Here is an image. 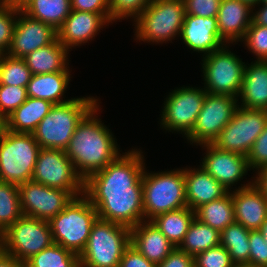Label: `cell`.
Wrapping results in <instances>:
<instances>
[{
  "label": "cell",
  "instance_id": "cell-1",
  "mask_svg": "<svg viewBox=\"0 0 267 267\" xmlns=\"http://www.w3.org/2000/svg\"><path fill=\"white\" fill-rule=\"evenodd\" d=\"M144 161L142 150L132 148L84 181V195L98 218L129 228L144 221Z\"/></svg>",
  "mask_w": 267,
  "mask_h": 267
},
{
  "label": "cell",
  "instance_id": "cell-2",
  "mask_svg": "<svg viewBox=\"0 0 267 267\" xmlns=\"http://www.w3.org/2000/svg\"><path fill=\"white\" fill-rule=\"evenodd\" d=\"M99 106H95L77 125L65 150L83 181L104 169L121 154L116 137L98 118Z\"/></svg>",
  "mask_w": 267,
  "mask_h": 267
},
{
  "label": "cell",
  "instance_id": "cell-3",
  "mask_svg": "<svg viewBox=\"0 0 267 267\" xmlns=\"http://www.w3.org/2000/svg\"><path fill=\"white\" fill-rule=\"evenodd\" d=\"M97 97L86 96L54 104L32 133L41 148L65 151L82 119L99 103Z\"/></svg>",
  "mask_w": 267,
  "mask_h": 267
},
{
  "label": "cell",
  "instance_id": "cell-4",
  "mask_svg": "<svg viewBox=\"0 0 267 267\" xmlns=\"http://www.w3.org/2000/svg\"><path fill=\"white\" fill-rule=\"evenodd\" d=\"M97 218L95 207L84 194L74 197L63 211L49 221L53 242L80 255Z\"/></svg>",
  "mask_w": 267,
  "mask_h": 267
},
{
  "label": "cell",
  "instance_id": "cell-5",
  "mask_svg": "<svg viewBox=\"0 0 267 267\" xmlns=\"http://www.w3.org/2000/svg\"><path fill=\"white\" fill-rule=\"evenodd\" d=\"M131 243V228L97 218L93 223L80 267H119L123 252Z\"/></svg>",
  "mask_w": 267,
  "mask_h": 267
},
{
  "label": "cell",
  "instance_id": "cell-6",
  "mask_svg": "<svg viewBox=\"0 0 267 267\" xmlns=\"http://www.w3.org/2000/svg\"><path fill=\"white\" fill-rule=\"evenodd\" d=\"M144 220L187 207L184 169L147 172L142 176Z\"/></svg>",
  "mask_w": 267,
  "mask_h": 267
},
{
  "label": "cell",
  "instance_id": "cell-7",
  "mask_svg": "<svg viewBox=\"0 0 267 267\" xmlns=\"http://www.w3.org/2000/svg\"><path fill=\"white\" fill-rule=\"evenodd\" d=\"M186 11L183 0H153L135 22V40L162 44L179 37Z\"/></svg>",
  "mask_w": 267,
  "mask_h": 267
},
{
  "label": "cell",
  "instance_id": "cell-8",
  "mask_svg": "<svg viewBox=\"0 0 267 267\" xmlns=\"http://www.w3.org/2000/svg\"><path fill=\"white\" fill-rule=\"evenodd\" d=\"M40 150L32 133L6 130L0 138V181L16 185L31 181Z\"/></svg>",
  "mask_w": 267,
  "mask_h": 267
},
{
  "label": "cell",
  "instance_id": "cell-9",
  "mask_svg": "<svg viewBox=\"0 0 267 267\" xmlns=\"http://www.w3.org/2000/svg\"><path fill=\"white\" fill-rule=\"evenodd\" d=\"M230 44L202 57L204 89L207 93L238 97L243 78L245 63L231 52Z\"/></svg>",
  "mask_w": 267,
  "mask_h": 267
},
{
  "label": "cell",
  "instance_id": "cell-10",
  "mask_svg": "<svg viewBox=\"0 0 267 267\" xmlns=\"http://www.w3.org/2000/svg\"><path fill=\"white\" fill-rule=\"evenodd\" d=\"M53 243L49 221L23 215L1 234L0 248L26 263Z\"/></svg>",
  "mask_w": 267,
  "mask_h": 267
},
{
  "label": "cell",
  "instance_id": "cell-11",
  "mask_svg": "<svg viewBox=\"0 0 267 267\" xmlns=\"http://www.w3.org/2000/svg\"><path fill=\"white\" fill-rule=\"evenodd\" d=\"M206 90L204 88L177 87L165 98L160 126L166 131L187 136L193 129L202 109Z\"/></svg>",
  "mask_w": 267,
  "mask_h": 267
},
{
  "label": "cell",
  "instance_id": "cell-12",
  "mask_svg": "<svg viewBox=\"0 0 267 267\" xmlns=\"http://www.w3.org/2000/svg\"><path fill=\"white\" fill-rule=\"evenodd\" d=\"M267 125V110L238 106L233 118L213 141L223 151L247 156L256 139Z\"/></svg>",
  "mask_w": 267,
  "mask_h": 267
},
{
  "label": "cell",
  "instance_id": "cell-13",
  "mask_svg": "<svg viewBox=\"0 0 267 267\" xmlns=\"http://www.w3.org/2000/svg\"><path fill=\"white\" fill-rule=\"evenodd\" d=\"M32 181L69 191L74 197L84 194V181L63 150L41 148Z\"/></svg>",
  "mask_w": 267,
  "mask_h": 267
},
{
  "label": "cell",
  "instance_id": "cell-14",
  "mask_svg": "<svg viewBox=\"0 0 267 267\" xmlns=\"http://www.w3.org/2000/svg\"><path fill=\"white\" fill-rule=\"evenodd\" d=\"M239 99L228 95L206 92L202 109L192 131L186 136L188 143L197 146L213 143L220 132L233 118ZM192 142V143H191Z\"/></svg>",
  "mask_w": 267,
  "mask_h": 267
},
{
  "label": "cell",
  "instance_id": "cell-15",
  "mask_svg": "<svg viewBox=\"0 0 267 267\" xmlns=\"http://www.w3.org/2000/svg\"><path fill=\"white\" fill-rule=\"evenodd\" d=\"M24 216L50 221L70 203L74 196L66 190L27 181L18 185Z\"/></svg>",
  "mask_w": 267,
  "mask_h": 267
},
{
  "label": "cell",
  "instance_id": "cell-16",
  "mask_svg": "<svg viewBox=\"0 0 267 267\" xmlns=\"http://www.w3.org/2000/svg\"><path fill=\"white\" fill-rule=\"evenodd\" d=\"M206 149V154L201 160L202 167L216 181H218L226 190L231 192V186L246 176L250 171L247 157L238 153L223 151L218 149L212 143L200 144Z\"/></svg>",
  "mask_w": 267,
  "mask_h": 267
},
{
  "label": "cell",
  "instance_id": "cell-17",
  "mask_svg": "<svg viewBox=\"0 0 267 267\" xmlns=\"http://www.w3.org/2000/svg\"><path fill=\"white\" fill-rule=\"evenodd\" d=\"M57 39V31L50 25L35 20L21 10L17 13L12 43L7 54L23 58L27 54L49 45Z\"/></svg>",
  "mask_w": 267,
  "mask_h": 267
},
{
  "label": "cell",
  "instance_id": "cell-18",
  "mask_svg": "<svg viewBox=\"0 0 267 267\" xmlns=\"http://www.w3.org/2000/svg\"><path fill=\"white\" fill-rule=\"evenodd\" d=\"M109 24L111 23L99 13L72 10L57 30V39L70 51L92 41L101 32L100 29Z\"/></svg>",
  "mask_w": 267,
  "mask_h": 267
},
{
  "label": "cell",
  "instance_id": "cell-19",
  "mask_svg": "<svg viewBox=\"0 0 267 267\" xmlns=\"http://www.w3.org/2000/svg\"><path fill=\"white\" fill-rule=\"evenodd\" d=\"M252 182L232 190L235 222L246 229L259 230L267 218V199Z\"/></svg>",
  "mask_w": 267,
  "mask_h": 267
},
{
  "label": "cell",
  "instance_id": "cell-20",
  "mask_svg": "<svg viewBox=\"0 0 267 267\" xmlns=\"http://www.w3.org/2000/svg\"><path fill=\"white\" fill-rule=\"evenodd\" d=\"M180 37L186 47L194 52L203 53V57L226 45L220 38L217 17L186 14Z\"/></svg>",
  "mask_w": 267,
  "mask_h": 267
},
{
  "label": "cell",
  "instance_id": "cell-21",
  "mask_svg": "<svg viewBox=\"0 0 267 267\" xmlns=\"http://www.w3.org/2000/svg\"><path fill=\"white\" fill-rule=\"evenodd\" d=\"M252 8L240 0H221L217 27L226 44L242 42L251 25ZM234 42V43H233Z\"/></svg>",
  "mask_w": 267,
  "mask_h": 267
},
{
  "label": "cell",
  "instance_id": "cell-22",
  "mask_svg": "<svg viewBox=\"0 0 267 267\" xmlns=\"http://www.w3.org/2000/svg\"><path fill=\"white\" fill-rule=\"evenodd\" d=\"M187 207L195 211L198 207L225 196L226 190L202 167L184 168Z\"/></svg>",
  "mask_w": 267,
  "mask_h": 267
},
{
  "label": "cell",
  "instance_id": "cell-23",
  "mask_svg": "<svg viewBox=\"0 0 267 267\" xmlns=\"http://www.w3.org/2000/svg\"><path fill=\"white\" fill-rule=\"evenodd\" d=\"M149 261L161 263L176 247L152 221H141L131 228V243Z\"/></svg>",
  "mask_w": 267,
  "mask_h": 267
},
{
  "label": "cell",
  "instance_id": "cell-24",
  "mask_svg": "<svg viewBox=\"0 0 267 267\" xmlns=\"http://www.w3.org/2000/svg\"><path fill=\"white\" fill-rule=\"evenodd\" d=\"M237 98L240 99L238 104L241 107L267 110V61L255 60L245 65L244 78Z\"/></svg>",
  "mask_w": 267,
  "mask_h": 267
},
{
  "label": "cell",
  "instance_id": "cell-25",
  "mask_svg": "<svg viewBox=\"0 0 267 267\" xmlns=\"http://www.w3.org/2000/svg\"><path fill=\"white\" fill-rule=\"evenodd\" d=\"M69 50L56 39L53 43L40 47L27 54L23 59L33 75L70 72Z\"/></svg>",
  "mask_w": 267,
  "mask_h": 267
},
{
  "label": "cell",
  "instance_id": "cell-26",
  "mask_svg": "<svg viewBox=\"0 0 267 267\" xmlns=\"http://www.w3.org/2000/svg\"><path fill=\"white\" fill-rule=\"evenodd\" d=\"M71 72H54L32 75L26 86L27 96L36 99H45L53 104H60L71 99H65ZM64 98V100H63Z\"/></svg>",
  "mask_w": 267,
  "mask_h": 267
},
{
  "label": "cell",
  "instance_id": "cell-27",
  "mask_svg": "<svg viewBox=\"0 0 267 267\" xmlns=\"http://www.w3.org/2000/svg\"><path fill=\"white\" fill-rule=\"evenodd\" d=\"M53 105L45 99L28 97L7 117V130L15 133H33Z\"/></svg>",
  "mask_w": 267,
  "mask_h": 267
},
{
  "label": "cell",
  "instance_id": "cell-28",
  "mask_svg": "<svg viewBox=\"0 0 267 267\" xmlns=\"http://www.w3.org/2000/svg\"><path fill=\"white\" fill-rule=\"evenodd\" d=\"M20 10L27 16L52 26L56 31L72 11L71 0H29Z\"/></svg>",
  "mask_w": 267,
  "mask_h": 267
},
{
  "label": "cell",
  "instance_id": "cell-29",
  "mask_svg": "<svg viewBox=\"0 0 267 267\" xmlns=\"http://www.w3.org/2000/svg\"><path fill=\"white\" fill-rule=\"evenodd\" d=\"M194 218L195 212L189 207H183L160 214L151 221L175 247H178Z\"/></svg>",
  "mask_w": 267,
  "mask_h": 267
},
{
  "label": "cell",
  "instance_id": "cell-30",
  "mask_svg": "<svg viewBox=\"0 0 267 267\" xmlns=\"http://www.w3.org/2000/svg\"><path fill=\"white\" fill-rule=\"evenodd\" d=\"M194 212L195 218L199 221L217 229L219 232L223 231L235 222L232 192L198 207Z\"/></svg>",
  "mask_w": 267,
  "mask_h": 267
},
{
  "label": "cell",
  "instance_id": "cell-31",
  "mask_svg": "<svg viewBox=\"0 0 267 267\" xmlns=\"http://www.w3.org/2000/svg\"><path fill=\"white\" fill-rule=\"evenodd\" d=\"M218 245H220V232L194 218L178 248L195 257Z\"/></svg>",
  "mask_w": 267,
  "mask_h": 267
},
{
  "label": "cell",
  "instance_id": "cell-32",
  "mask_svg": "<svg viewBox=\"0 0 267 267\" xmlns=\"http://www.w3.org/2000/svg\"><path fill=\"white\" fill-rule=\"evenodd\" d=\"M249 232L237 222L220 232V245L228 251L234 265L249 266Z\"/></svg>",
  "mask_w": 267,
  "mask_h": 267
},
{
  "label": "cell",
  "instance_id": "cell-33",
  "mask_svg": "<svg viewBox=\"0 0 267 267\" xmlns=\"http://www.w3.org/2000/svg\"><path fill=\"white\" fill-rule=\"evenodd\" d=\"M21 216L23 213L18 185L0 181V234Z\"/></svg>",
  "mask_w": 267,
  "mask_h": 267
},
{
  "label": "cell",
  "instance_id": "cell-34",
  "mask_svg": "<svg viewBox=\"0 0 267 267\" xmlns=\"http://www.w3.org/2000/svg\"><path fill=\"white\" fill-rule=\"evenodd\" d=\"M25 267H80L79 255L53 243L34 255Z\"/></svg>",
  "mask_w": 267,
  "mask_h": 267
},
{
  "label": "cell",
  "instance_id": "cell-35",
  "mask_svg": "<svg viewBox=\"0 0 267 267\" xmlns=\"http://www.w3.org/2000/svg\"><path fill=\"white\" fill-rule=\"evenodd\" d=\"M32 72L23 58L3 54L0 60V84L26 87Z\"/></svg>",
  "mask_w": 267,
  "mask_h": 267
},
{
  "label": "cell",
  "instance_id": "cell-36",
  "mask_svg": "<svg viewBox=\"0 0 267 267\" xmlns=\"http://www.w3.org/2000/svg\"><path fill=\"white\" fill-rule=\"evenodd\" d=\"M153 0H109L111 23L124 18H133V21Z\"/></svg>",
  "mask_w": 267,
  "mask_h": 267
},
{
  "label": "cell",
  "instance_id": "cell-37",
  "mask_svg": "<svg viewBox=\"0 0 267 267\" xmlns=\"http://www.w3.org/2000/svg\"><path fill=\"white\" fill-rule=\"evenodd\" d=\"M242 42L257 60L267 61V26L250 25Z\"/></svg>",
  "mask_w": 267,
  "mask_h": 267
},
{
  "label": "cell",
  "instance_id": "cell-38",
  "mask_svg": "<svg viewBox=\"0 0 267 267\" xmlns=\"http://www.w3.org/2000/svg\"><path fill=\"white\" fill-rule=\"evenodd\" d=\"M27 98L26 87L0 84V112L6 118Z\"/></svg>",
  "mask_w": 267,
  "mask_h": 267
},
{
  "label": "cell",
  "instance_id": "cell-39",
  "mask_svg": "<svg viewBox=\"0 0 267 267\" xmlns=\"http://www.w3.org/2000/svg\"><path fill=\"white\" fill-rule=\"evenodd\" d=\"M19 10L9 5H0V50L4 54L10 49Z\"/></svg>",
  "mask_w": 267,
  "mask_h": 267
},
{
  "label": "cell",
  "instance_id": "cell-40",
  "mask_svg": "<svg viewBox=\"0 0 267 267\" xmlns=\"http://www.w3.org/2000/svg\"><path fill=\"white\" fill-rule=\"evenodd\" d=\"M228 251L221 245L209 248L194 257V267H234Z\"/></svg>",
  "mask_w": 267,
  "mask_h": 267
},
{
  "label": "cell",
  "instance_id": "cell-41",
  "mask_svg": "<svg viewBox=\"0 0 267 267\" xmlns=\"http://www.w3.org/2000/svg\"><path fill=\"white\" fill-rule=\"evenodd\" d=\"M249 266L267 267V243L259 230L249 232Z\"/></svg>",
  "mask_w": 267,
  "mask_h": 267
},
{
  "label": "cell",
  "instance_id": "cell-42",
  "mask_svg": "<svg viewBox=\"0 0 267 267\" xmlns=\"http://www.w3.org/2000/svg\"><path fill=\"white\" fill-rule=\"evenodd\" d=\"M246 157L250 170L258 171L267 165V125Z\"/></svg>",
  "mask_w": 267,
  "mask_h": 267
},
{
  "label": "cell",
  "instance_id": "cell-43",
  "mask_svg": "<svg viewBox=\"0 0 267 267\" xmlns=\"http://www.w3.org/2000/svg\"><path fill=\"white\" fill-rule=\"evenodd\" d=\"M221 0H183L186 14L217 17Z\"/></svg>",
  "mask_w": 267,
  "mask_h": 267
},
{
  "label": "cell",
  "instance_id": "cell-44",
  "mask_svg": "<svg viewBox=\"0 0 267 267\" xmlns=\"http://www.w3.org/2000/svg\"><path fill=\"white\" fill-rule=\"evenodd\" d=\"M71 9L99 13L111 23L109 0H71Z\"/></svg>",
  "mask_w": 267,
  "mask_h": 267
},
{
  "label": "cell",
  "instance_id": "cell-45",
  "mask_svg": "<svg viewBox=\"0 0 267 267\" xmlns=\"http://www.w3.org/2000/svg\"><path fill=\"white\" fill-rule=\"evenodd\" d=\"M119 267H157L131 244L123 252Z\"/></svg>",
  "mask_w": 267,
  "mask_h": 267
},
{
  "label": "cell",
  "instance_id": "cell-46",
  "mask_svg": "<svg viewBox=\"0 0 267 267\" xmlns=\"http://www.w3.org/2000/svg\"><path fill=\"white\" fill-rule=\"evenodd\" d=\"M157 267H194V257L176 247Z\"/></svg>",
  "mask_w": 267,
  "mask_h": 267
},
{
  "label": "cell",
  "instance_id": "cell-47",
  "mask_svg": "<svg viewBox=\"0 0 267 267\" xmlns=\"http://www.w3.org/2000/svg\"><path fill=\"white\" fill-rule=\"evenodd\" d=\"M257 175L253 180L254 185L263 193L267 199V165L255 172Z\"/></svg>",
  "mask_w": 267,
  "mask_h": 267
},
{
  "label": "cell",
  "instance_id": "cell-48",
  "mask_svg": "<svg viewBox=\"0 0 267 267\" xmlns=\"http://www.w3.org/2000/svg\"><path fill=\"white\" fill-rule=\"evenodd\" d=\"M260 5L262 7H259ZM257 7H259L258 11H252L251 25L267 26V4L260 3Z\"/></svg>",
  "mask_w": 267,
  "mask_h": 267
},
{
  "label": "cell",
  "instance_id": "cell-49",
  "mask_svg": "<svg viewBox=\"0 0 267 267\" xmlns=\"http://www.w3.org/2000/svg\"><path fill=\"white\" fill-rule=\"evenodd\" d=\"M0 267H25V263L0 248Z\"/></svg>",
  "mask_w": 267,
  "mask_h": 267
},
{
  "label": "cell",
  "instance_id": "cell-50",
  "mask_svg": "<svg viewBox=\"0 0 267 267\" xmlns=\"http://www.w3.org/2000/svg\"><path fill=\"white\" fill-rule=\"evenodd\" d=\"M7 130V118L0 112V138Z\"/></svg>",
  "mask_w": 267,
  "mask_h": 267
},
{
  "label": "cell",
  "instance_id": "cell-51",
  "mask_svg": "<svg viewBox=\"0 0 267 267\" xmlns=\"http://www.w3.org/2000/svg\"><path fill=\"white\" fill-rule=\"evenodd\" d=\"M240 1H242L243 3L248 4L252 8V11L253 10L256 11L255 6L260 4V0H240Z\"/></svg>",
  "mask_w": 267,
  "mask_h": 267
},
{
  "label": "cell",
  "instance_id": "cell-52",
  "mask_svg": "<svg viewBox=\"0 0 267 267\" xmlns=\"http://www.w3.org/2000/svg\"><path fill=\"white\" fill-rule=\"evenodd\" d=\"M259 231L262 233L266 243H267V218L265 219L264 223L261 225Z\"/></svg>",
  "mask_w": 267,
  "mask_h": 267
},
{
  "label": "cell",
  "instance_id": "cell-53",
  "mask_svg": "<svg viewBox=\"0 0 267 267\" xmlns=\"http://www.w3.org/2000/svg\"><path fill=\"white\" fill-rule=\"evenodd\" d=\"M0 5H9L16 8V0H0Z\"/></svg>",
  "mask_w": 267,
  "mask_h": 267
},
{
  "label": "cell",
  "instance_id": "cell-54",
  "mask_svg": "<svg viewBox=\"0 0 267 267\" xmlns=\"http://www.w3.org/2000/svg\"><path fill=\"white\" fill-rule=\"evenodd\" d=\"M29 0H16V8L21 9Z\"/></svg>",
  "mask_w": 267,
  "mask_h": 267
},
{
  "label": "cell",
  "instance_id": "cell-55",
  "mask_svg": "<svg viewBox=\"0 0 267 267\" xmlns=\"http://www.w3.org/2000/svg\"><path fill=\"white\" fill-rule=\"evenodd\" d=\"M234 267H250L248 265H235Z\"/></svg>",
  "mask_w": 267,
  "mask_h": 267
},
{
  "label": "cell",
  "instance_id": "cell-56",
  "mask_svg": "<svg viewBox=\"0 0 267 267\" xmlns=\"http://www.w3.org/2000/svg\"><path fill=\"white\" fill-rule=\"evenodd\" d=\"M260 3H266L267 4V0H260Z\"/></svg>",
  "mask_w": 267,
  "mask_h": 267
},
{
  "label": "cell",
  "instance_id": "cell-57",
  "mask_svg": "<svg viewBox=\"0 0 267 267\" xmlns=\"http://www.w3.org/2000/svg\"><path fill=\"white\" fill-rule=\"evenodd\" d=\"M3 52L0 50V60H1V57L3 56Z\"/></svg>",
  "mask_w": 267,
  "mask_h": 267
}]
</instances>
